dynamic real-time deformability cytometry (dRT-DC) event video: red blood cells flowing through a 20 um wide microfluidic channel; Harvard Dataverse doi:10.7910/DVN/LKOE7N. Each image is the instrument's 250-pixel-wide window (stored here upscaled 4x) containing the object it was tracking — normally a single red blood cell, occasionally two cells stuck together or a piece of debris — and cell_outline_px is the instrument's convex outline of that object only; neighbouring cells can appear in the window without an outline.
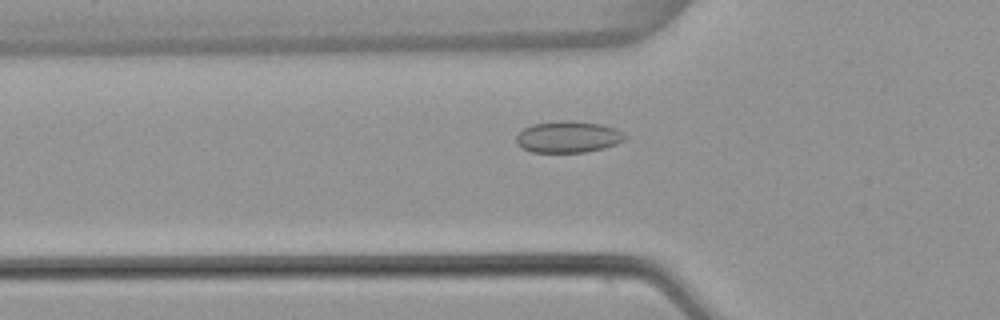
{"species": "common noctule bat (a hibernating species)", "species_latin": "Nyctalus noctula", "temperature_condition": "warm", "stored_images_in_passage": 38, "camera_frame_rate_fps": 3000, "um_per_image_px": 0.085, "animal": {"sex": "female", "body_mass_g": 22.7, "forearm_length_mm": 54.2}, "frame": {"image": 1, "passage_image": 10, "time_ms": 3.0, "image_size_px": [1000, 320], "cell_outline_px": [[628, 136], [624, 140], [616, 144], [604, 148], [584, 152], [532, 152], [516, 144], [516, 136], [524, 128], [532, 124], [568, 120], [600, 124], [616, 128]], "centroid_in_image_um": [48.3, 11.64], "position_along_channel_um": 77.5, "area_um2": 19.88}}
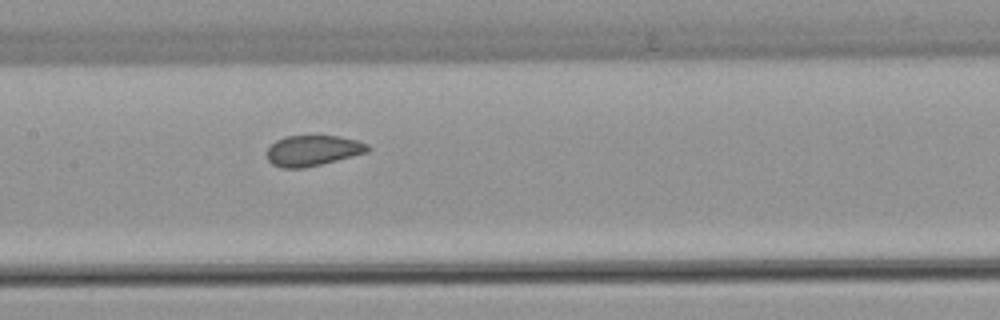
{"frame": {"image": 2, "passage_image": 18, "time_ms": 5.667, "image_size_px": [1000, 320], "cell_outline_px": [[372, 148], [368, 152], [304, 168], [280, 168], [272, 164], [268, 160], [268, 148], [276, 140], [284, 136], [336, 136], [356, 140], [368, 144]], "centroid_in_image_um": [26.59, 12.8], "position_along_channel_um": 180.8, "area_um2": 17.86}}
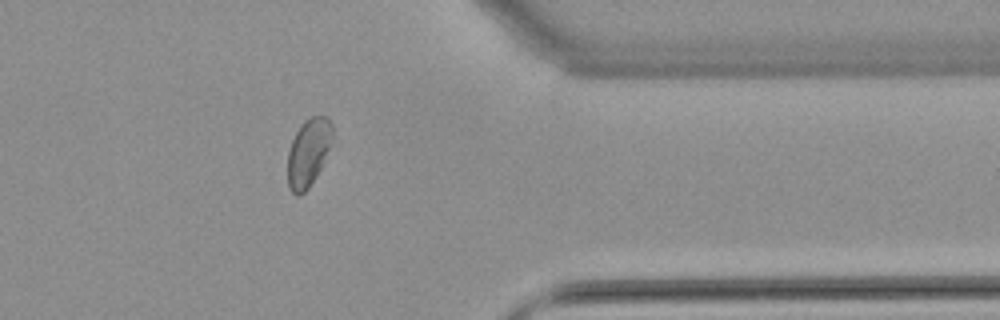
{"frame": {"image": 3, "passage_image": 35, "time_ms": 11.333, "image_size_px": [1000, 320], "cell_outline_px": [[332, 136], [328, 148], [320, 168], [316, 176], [308, 188], [300, 196], [296, 196], [288, 188], [288, 152], [292, 140], [296, 132], [304, 120], [312, 116], [324, 116], [332, 124]], "centroid_in_image_um": [26.17, 12.98], "position_along_channel_um": 385.2, "area_um2": 17.34}, "authors_computed_cell_mechanics": {"area_um2": 18.7272, "velocity_mm_per_s": 3.8573, "shape_relaxation_time_tau1_ms": null, "shape_relaxation_time_tau2_ms": 0.979, "deformation_change_tau1": null, "deformation_change_tau2": 0.0499}}